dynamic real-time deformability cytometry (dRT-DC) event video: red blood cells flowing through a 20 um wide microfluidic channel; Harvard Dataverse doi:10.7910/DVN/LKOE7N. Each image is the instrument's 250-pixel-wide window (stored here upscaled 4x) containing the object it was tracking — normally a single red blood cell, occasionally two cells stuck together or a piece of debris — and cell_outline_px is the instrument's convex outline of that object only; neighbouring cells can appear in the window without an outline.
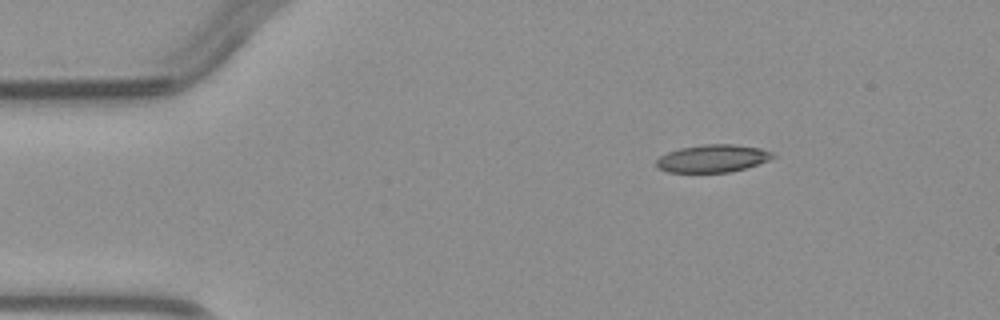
{"species": "common noctule bat (a hibernating species)", "species_latin": "Nyctalus noctula", "temperature_condition": "warm", "stored_images_in_passage": 3, "camera_frame_rate_fps": 3000, "um_per_image_px": 0.085, "animal": {"sex": "male", "body_mass_g": 23.1, "forearm_length_mm": 52.7}, "frame": {"image": 1, "passage_image": 1, "time_ms": 0.0, "image_size_px": [1000, 320], "cell_outline_px": [[776, 156], [768, 160], [732, 172], [668, 172], [660, 168], [656, 164], [656, 160], [660, 156], [668, 152], [680, 148], [704, 144], [736, 144], [760, 148], [772, 152]], "centroid_in_image_um": [60.58, 13.46], "position_along_channel_um": 24.4, "area_um2": 18.61}}
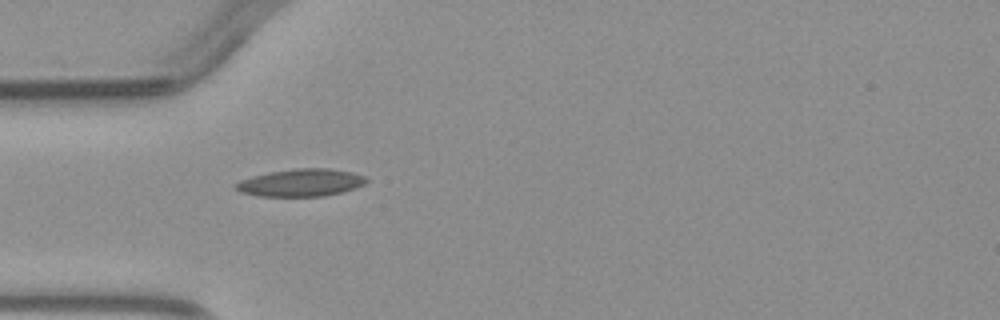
{"frame": {"image": 2, "passage_image": 3, "time_ms": 2.333, "image_size_px": [1000, 320], "cell_outline_px": [[368, 180], [364, 184], [356, 188], [344, 192], [324, 196], [260, 196], [240, 192], [236, 188], [236, 184], [240, 180], [252, 176], [268, 172], [296, 168], [328, 168], [352, 172], [364, 176]], "centroid_in_image_um": [25.6, 15.52], "position_along_channel_um": 59.4, "area_um2": 20.92}}